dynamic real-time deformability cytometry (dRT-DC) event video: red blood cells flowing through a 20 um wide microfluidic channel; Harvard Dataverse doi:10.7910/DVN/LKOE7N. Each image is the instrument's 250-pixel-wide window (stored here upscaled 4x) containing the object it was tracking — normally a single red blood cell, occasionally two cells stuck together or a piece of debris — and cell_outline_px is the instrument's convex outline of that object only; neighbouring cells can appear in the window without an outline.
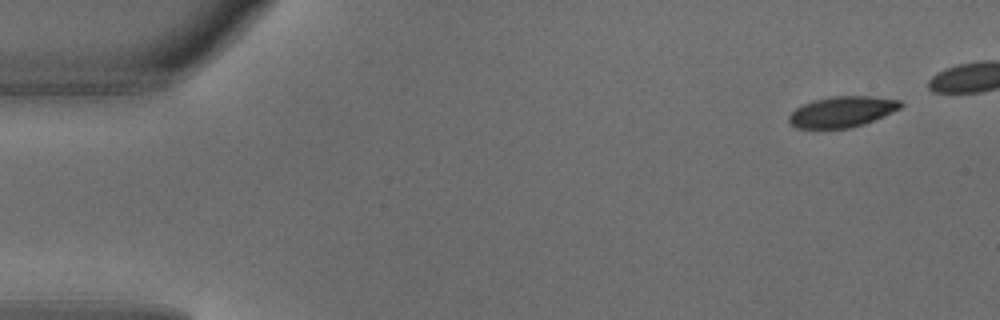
{"species": "common noctule bat (a hibernating species)", "species_latin": "Nyctalus noctula", "temperature_condition": "warm", "stored_images_in_passage": 5, "camera_frame_rate_fps": 3000, "um_per_image_px": 0.085, "animal": {"sex": "male", "body_mass_g": 18.8}, "frame": {"image": 1, "passage_image": 1, "time_ms": 0.0, "image_size_px": [1000, 320], "cell_outline_px": [[904, 104], [900, 108], [884, 116], [864, 124], [848, 128], [796, 128], [788, 120], [788, 116], [796, 108], [804, 104], [816, 100], [832, 96], [868, 96], [900, 100]], "centroid_in_image_um": [71.59, 9.5], "position_along_channel_um": 13.4, "area_um2": 19.83}}